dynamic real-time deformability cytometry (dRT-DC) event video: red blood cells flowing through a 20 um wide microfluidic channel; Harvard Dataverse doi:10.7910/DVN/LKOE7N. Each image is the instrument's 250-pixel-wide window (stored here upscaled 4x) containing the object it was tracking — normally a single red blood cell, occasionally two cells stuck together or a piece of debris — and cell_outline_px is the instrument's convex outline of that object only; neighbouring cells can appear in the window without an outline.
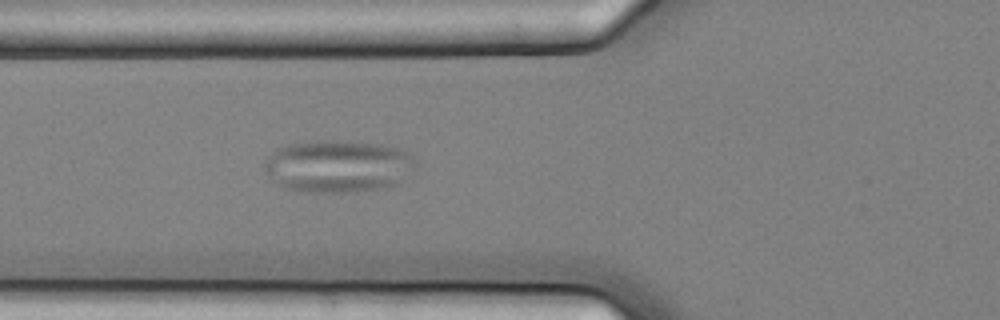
{"species": "common noctule bat (a hibernating species)", "species_latin": "Nyctalus noctula", "temperature_condition": "cold", "stored_images_in_passage": 3, "camera_frame_rate_fps": 3000, "um_per_image_px": 0.085, "animal": {"sex": "female", "body_mass_g": 25.1}, "frame": {"image": 1, "passage_image": 2, "time_ms": 0.333, "image_size_px": [1000, 320], "cell_outline_px": [[416, 164], [396, 184], [380, 188], [356, 192], [312, 192], [288, 188], [280, 184], [264, 168], [264, 164], [268, 156], [280, 148], [288, 144], [324, 140], [340, 140], [380, 144], [400, 148], [408, 152], [416, 160]], "centroid_in_image_um": [28.77, 14.11], "position_along_channel_um": 97.0, "area_um2": 45.49}}